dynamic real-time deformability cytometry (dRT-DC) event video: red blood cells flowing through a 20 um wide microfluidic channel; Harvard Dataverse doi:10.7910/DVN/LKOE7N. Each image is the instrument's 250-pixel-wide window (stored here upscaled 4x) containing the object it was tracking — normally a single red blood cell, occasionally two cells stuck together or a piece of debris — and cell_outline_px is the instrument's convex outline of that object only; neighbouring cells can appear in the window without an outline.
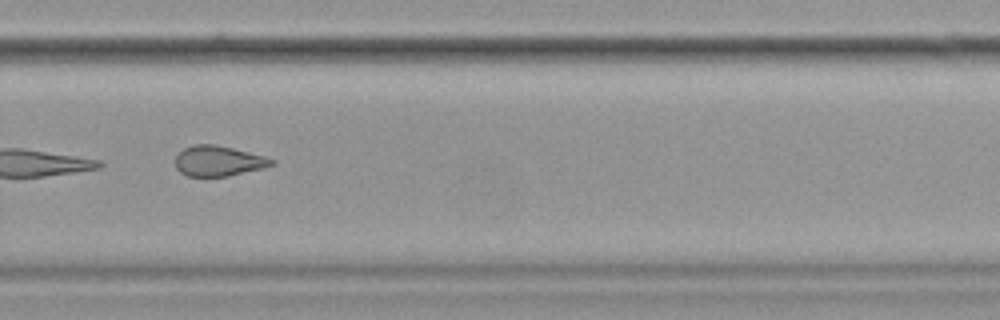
{"species": "common noctule bat (a hibernating species)", "species_latin": "Nyctalus noctula", "temperature_condition": "cold", "stored_images_in_passage": 15, "camera_frame_rate_fps": 3000, "um_per_image_px": 0.085, "animal": {"sex": "female", "body_mass_g": 19.9}, "frame": {"image": 1, "passage_image": 11, "time_ms": 12.667, "image_size_px": [1000, 320], "cell_outline_px": [[276, 164], [264, 168], [228, 176], [188, 176], [180, 172], [176, 168], [176, 156], [184, 148], [196, 144], [216, 144], [264, 156], [276, 160]], "centroid_in_image_um": [18.59, 13.68], "position_along_channel_um": 311.2, "area_um2": 16.99}}